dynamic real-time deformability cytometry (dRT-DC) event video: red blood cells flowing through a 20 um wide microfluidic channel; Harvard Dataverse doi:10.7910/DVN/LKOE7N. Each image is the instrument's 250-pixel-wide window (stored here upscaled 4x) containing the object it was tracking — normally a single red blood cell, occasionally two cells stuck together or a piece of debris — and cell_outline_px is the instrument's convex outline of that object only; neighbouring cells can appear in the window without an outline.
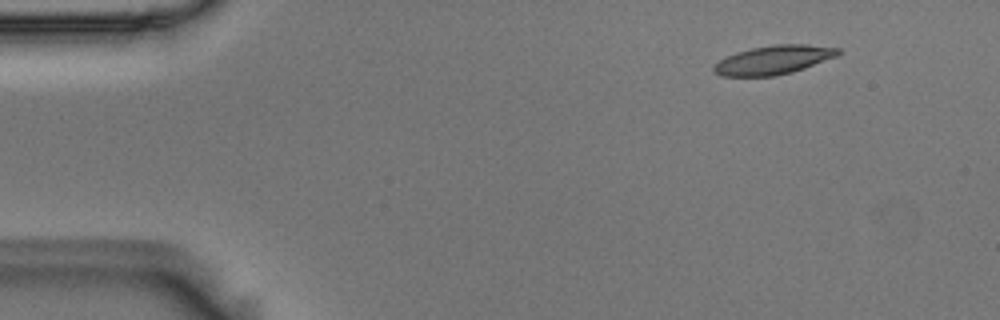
{"species": "Egyptian fruit bat (a non-hibernating species)", "species_latin": "Rousettus aegyptiacus", "temperature_condition": "room temperature", "stored_images_in_passage": 5, "camera_frame_rate_fps": 3000, "um_per_image_px": 0.085, "animal": {"sex": "male"}, "frame": {"image": 1, "passage_image": 2, "time_ms": 0.333, "image_size_px": [1000, 320], "cell_outline_px": [[840, 52], [836, 56], [804, 68], [792, 72], [772, 76], [720, 76], [712, 68], [712, 64], [724, 56], [736, 52], [752, 48], [772, 44], [808, 44], [840, 48]], "centroid_in_image_um": [65.7, 5.08], "position_along_channel_um": 19.3, "area_um2": 20.98}}
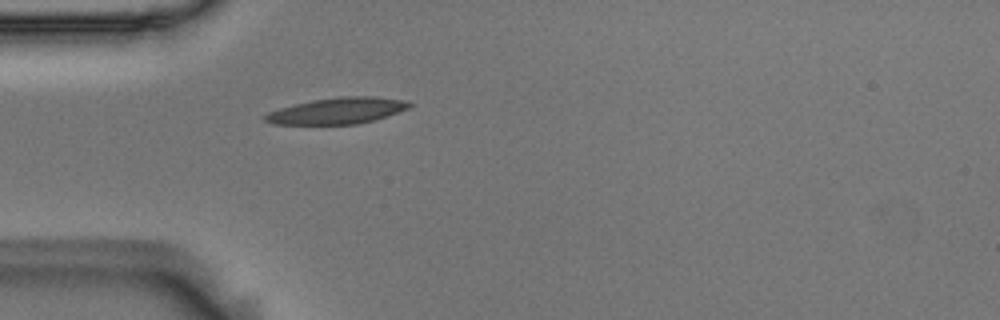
{"frame": {"image": 2, "passage_image": 5, "time_ms": 1.333, "image_size_px": [1000, 320], "cell_outline_px": [[412, 104], [408, 108], [388, 116], [356, 124], [272, 124], [264, 120], [264, 116], [268, 112], [280, 108], [312, 100], [340, 96], [376, 96], [408, 100]], "centroid_in_image_um": [28.7, 9.4], "position_along_channel_um": 56.3, "area_um2": 22.02}}